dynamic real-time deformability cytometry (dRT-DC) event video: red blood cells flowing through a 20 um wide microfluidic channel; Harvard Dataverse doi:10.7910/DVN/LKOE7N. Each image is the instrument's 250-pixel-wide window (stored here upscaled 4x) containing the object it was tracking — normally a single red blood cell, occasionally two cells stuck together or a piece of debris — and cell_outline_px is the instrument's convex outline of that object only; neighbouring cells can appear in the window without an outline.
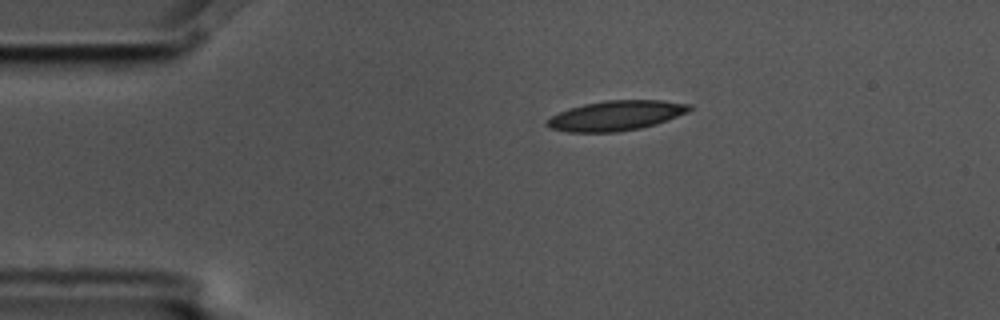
{"species": "common noctule bat (a hibernating species)", "species_latin": "Nyctalus noctula", "temperature_condition": "cold", "stored_images_in_passage": 6, "camera_frame_rate_fps": 3000, "um_per_image_px": 0.085, "animal": {"sex": "male", "body_mass_g": 17.5, "forearm_length_mm": 52.3}, "frame": {"image": 1, "passage_image": 1, "time_ms": 0.0, "image_size_px": [1000, 320], "cell_outline_px": [[692, 108], [688, 112], [668, 120], [656, 124], [640, 128], [616, 132], [568, 132], [548, 128], [544, 124], [544, 120], [568, 108], [584, 104], [608, 100], [664, 100], [692, 104]], "centroid_in_image_um": [52.35, 9.82], "position_along_channel_um": 32.7, "area_um2": 25.03}}
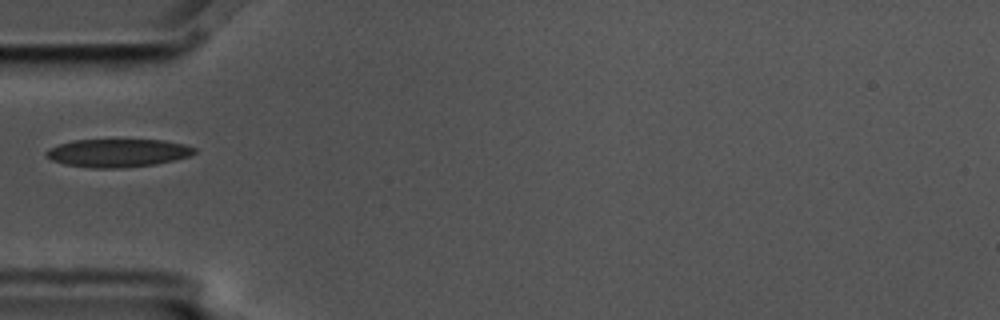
{"frame": {"image": 2, "passage_image": 3, "time_ms": 0.667, "image_size_px": [1000, 320], "cell_outline_px": [[196, 152], [188, 156], [156, 164], [124, 168], [92, 168], [64, 164], [52, 160], [44, 156], [44, 152], [48, 148], [72, 140], [164, 140], [184, 144], [196, 148]], "centroid_in_image_um": [9.97, 13.0], "position_along_channel_um": 75.0, "area_um2": 24.33}}